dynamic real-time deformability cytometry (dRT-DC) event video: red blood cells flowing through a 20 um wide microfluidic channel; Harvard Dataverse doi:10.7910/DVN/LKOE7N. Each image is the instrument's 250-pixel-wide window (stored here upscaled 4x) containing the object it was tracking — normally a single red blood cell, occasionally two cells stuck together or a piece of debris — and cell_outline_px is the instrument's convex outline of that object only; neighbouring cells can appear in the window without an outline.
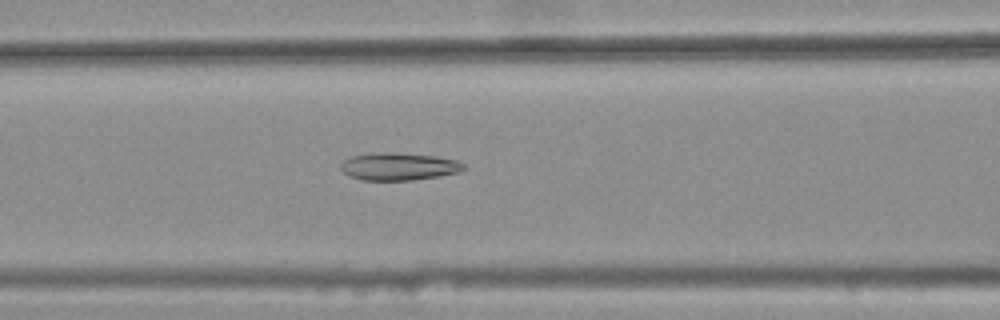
{"species": "common noctule bat (a hibernating species)", "species_latin": "Nyctalus noctula", "temperature_condition": "warm", "stored_images_in_passage": 32, "camera_frame_rate_fps": 3000, "um_per_image_px": 0.085, "animal": {"sex": "female", "body_mass_g": 25.1}, "frame": {"image": 1, "passage_image": 6, "time_ms": 1.667, "image_size_px": [1000, 320], "cell_outline_px": [[452, 172], [432, 176], [404, 180], [372, 180], [356, 176], [348, 172], [360, 156], [424, 156], [448, 160]], "centroid_in_image_um": [33.91, 14.24], "position_along_channel_um": 132.7, "area_um2": 14.85}}
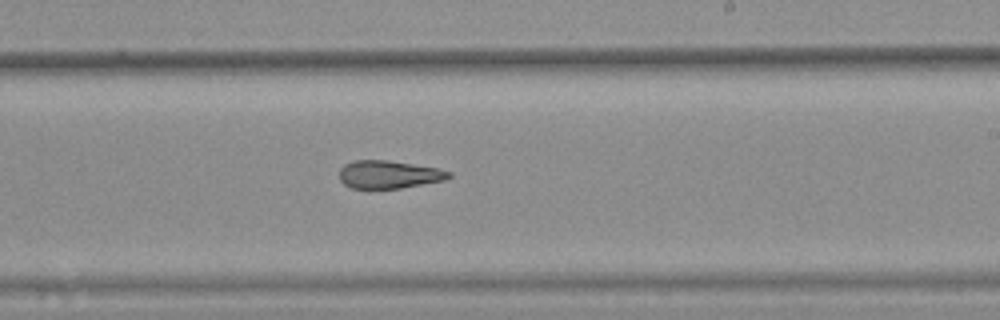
{"frame": {"image": 2, "passage_image": 16, "time_ms": 5.0, "image_size_px": [1000, 320], "cell_outline_px": [[448, 176], [436, 180], [396, 188], [356, 188], [348, 184], [340, 176], [340, 172], [348, 164], [364, 160], [376, 160], [432, 168], [448, 172]], "centroid_in_image_um": [32.96, 14.84], "position_along_channel_um": 256.0, "area_um2": 15.78}}
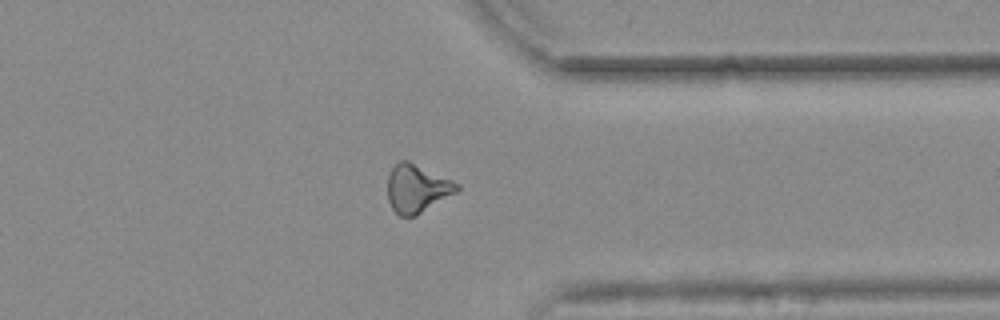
{"frame": {"image": 3, "passage_image": 26, "time_ms": 8.333, "image_size_px": [1000, 320], "cell_outline_px": [[456, 188], [412, 216], [404, 216], [396, 212], [388, 196], [388, 180], [392, 172], [396, 168], [408, 164], [412, 164], [456, 184]], "centroid_in_image_um": [35.33, 16.08], "position_along_channel_um": 376.1, "area_um2": 16.42}, "authors_computed_cell_mechanics": {"area_um2": 15.7505, "velocity_mm_per_s": 3.7113, "shape_relaxation_time_tau1_ms": null, "shape_relaxation_time_tau2_ms": 7.1664, "deformation_change_tau1": null, "deformation_change_tau2": 0.1618}}